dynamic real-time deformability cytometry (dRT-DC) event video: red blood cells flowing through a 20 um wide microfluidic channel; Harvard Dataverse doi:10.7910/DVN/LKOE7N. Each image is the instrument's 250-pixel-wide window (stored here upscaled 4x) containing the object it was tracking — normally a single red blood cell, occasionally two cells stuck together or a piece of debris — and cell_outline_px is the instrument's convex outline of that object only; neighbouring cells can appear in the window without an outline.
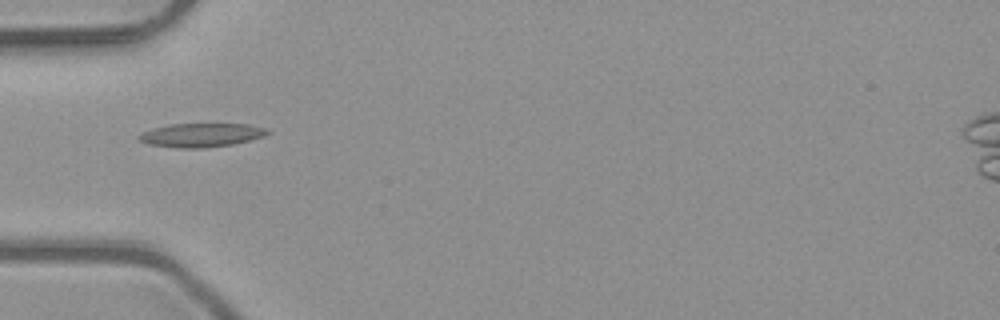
{"species": "common noctule bat (a hibernating species)", "species_latin": "Nyctalus noctula", "temperature_condition": "room temperature", "stored_images_in_passage": 1, "camera_frame_rate_fps": 3000, "um_per_image_px": 0.085, "animal": {"sex": "male", "body_mass_g": 23.1, "forearm_length_mm": 52.7}, "frame": {"image": 1, "passage_image": 1, "time_ms": 0.0, "image_size_px": [1000, 320], "cell_outline_px": [[272, 132], [264, 136], [232, 144], [200, 148], [180, 148], [148, 144], [140, 140], [136, 136], [152, 128], [168, 124], [248, 124], [264, 128]], "centroid_in_image_um": [17.09, 11.47], "position_along_channel_um": 67.9, "area_um2": 17.63}}